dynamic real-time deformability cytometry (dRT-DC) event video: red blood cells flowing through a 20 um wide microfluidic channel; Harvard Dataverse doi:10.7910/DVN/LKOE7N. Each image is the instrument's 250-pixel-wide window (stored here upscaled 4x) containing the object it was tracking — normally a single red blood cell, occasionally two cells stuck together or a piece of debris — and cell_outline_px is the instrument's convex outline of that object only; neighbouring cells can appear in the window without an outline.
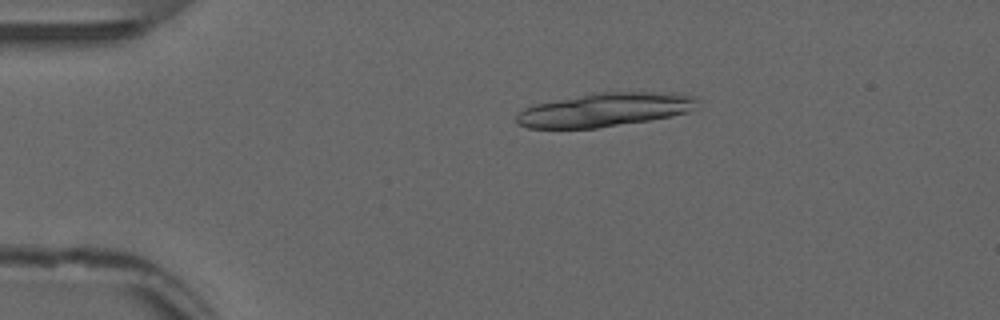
{"species": "common noctule bat (a hibernating species)", "species_latin": "Nyctalus noctula", "temperature_condition": "warm", "stored_images_in_passage": 19, "camera_frame_rate_fps": 3000, "um_per_image_px": 0.085, "animal": {"sex": "male", "forearm_length_mm": 52.5}, "frame": {"image": 1, "passage_image": 11, "time_ms": 3.333, "image_size_px": [1000, 320], "cell_outline_px": [[696, 100], [688, 112], [672, 116], [648, 120], [596, 128], [528, 128], [516, 124], [516, 116], [524, 108], [536, 104], [592, 92], [676, 92], [692, 96]], "centroid_in_image_um": [51.36, 9.32], "position_along_channel_um": 33.6, "area_um2": 35.32}}